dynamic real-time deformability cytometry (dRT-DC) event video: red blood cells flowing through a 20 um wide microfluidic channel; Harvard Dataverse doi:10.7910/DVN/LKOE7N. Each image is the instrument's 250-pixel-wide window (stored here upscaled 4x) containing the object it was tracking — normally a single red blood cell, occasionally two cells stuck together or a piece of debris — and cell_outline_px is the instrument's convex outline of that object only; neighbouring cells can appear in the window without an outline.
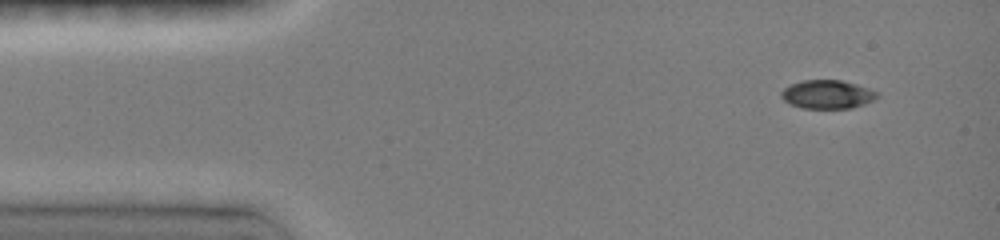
{"species": "common noctule bat (a hibernating species)", "species_latin": "Nyctalus noctula", "temperature_condition": "room temperature", "stored_images_in_passage": 20, "camera_frame_rate_fps": 3000, "um_per_image_px": 0.085, "animal": {"sex": "female", "body_mass_g": 19.0, "forearm_length_mm": 51.5}, "frame": {"image": 1, "passage_image": 1, "time_ms": 0.0, "image_size_px": [1000, 240], "cell_outline_px": [[880, 92], [872, 100], [864, 104], [852, 108], [800, 108], [788, 104], [780, 96], [780, 92], [784, 88], [800, 80], [840, 80], [856, 84]], "centroid_in_image_um": [70.28, 8.02], "position_along_channel_um": 14.7, "area_um2": 16.01}}
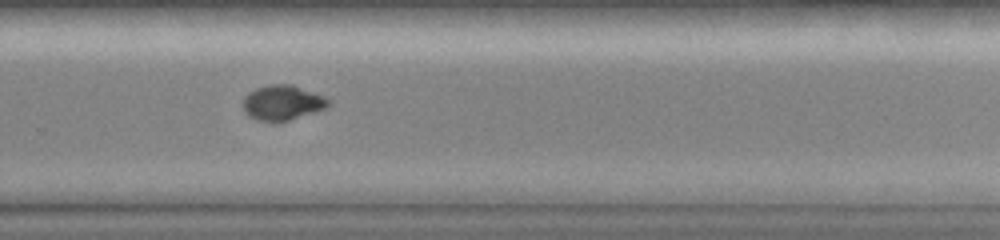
{"frame": {"image": 2, "passage_image": 11, "time_ms": 9.333, "image_size_px": [1000, 240], "cell_outline_px": [[332, 104], [324, 108], [288, 120], [256, 120], [248, 116], [244, 112], [244, 96], [248, 92], [256, 88], [272, 84], [292, 84], [324, 96], [332, 100]], "centroid_in_image_um": [24.01, 8.7], "position_along_channel_um": 305.8, "area_um2": 17.17}}
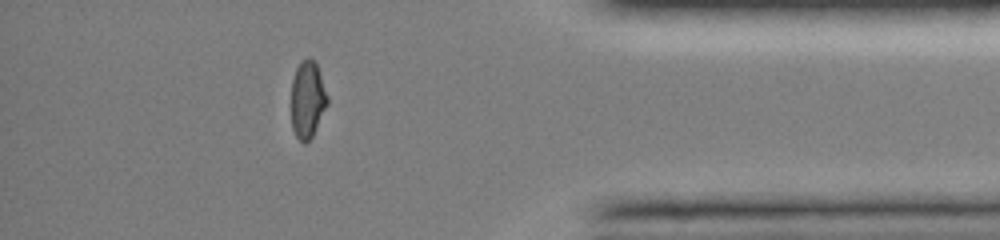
{"frame": {"image": 3, "passage_image": 18, "time_ms": 12.333, "image_size_px": [1000, 240], "cell_outline_px": [[328, 104], [312, 136], [304, 144], [296, 136], [292, 128], [292, 80], [296, 68], [300, 60], [308, 56], [316, 60], [328, 96]], "centroid_in_image_um": [26.15, 8.39], "position_along_channel_um": 409.0, "area_um2": 16.42}, "authors_computed_cell_mechanics": {"area_um2": 17.1955, "velocity_mm_per_s": 4.0814, "shape_relaxation_time_tau1_ms": 8.4193, "shape_relaxation_time_tau2_ms": null, "deformation_change_tau1": 0.2498, "deformation_change_tau2": null}}